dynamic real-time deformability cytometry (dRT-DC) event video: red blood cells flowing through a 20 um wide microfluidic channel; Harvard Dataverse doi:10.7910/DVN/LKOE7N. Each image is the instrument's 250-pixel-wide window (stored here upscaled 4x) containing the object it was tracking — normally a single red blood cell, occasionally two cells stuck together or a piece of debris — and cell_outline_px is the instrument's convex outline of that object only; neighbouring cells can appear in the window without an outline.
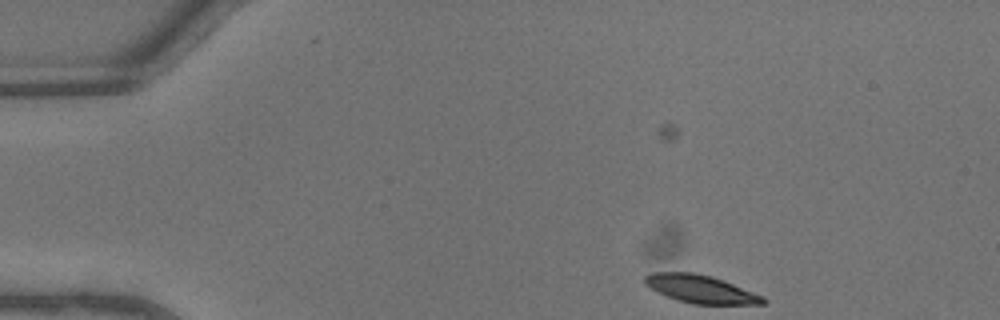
{"species": "common noctule bat (a hibernating species)", "species_latin": "Nyctalus noctula", "temperature_condition": "warm", "stored_images_in_passage": 39, "camera_frame_rate_fps": 3000, "um_per_image_px": 0.085, "animal": {"sex": "male", "body_mass_g": 13.3}, "frame": {"image": 1, "passage_image": 1, "time_ms": 0.0, "image_size_px": [1000, 320], "cell_outline_px": [[768, 300], [764, 304], [692, 304], [668, 296], [644, 284], [644, 276], [648, 272], [696, 272], [712, 276], [764, 296]], "centroid_in_image_um": [59.57, 24.55], "position_along_channel_um": 25.4, "area_um2": 19.19}}
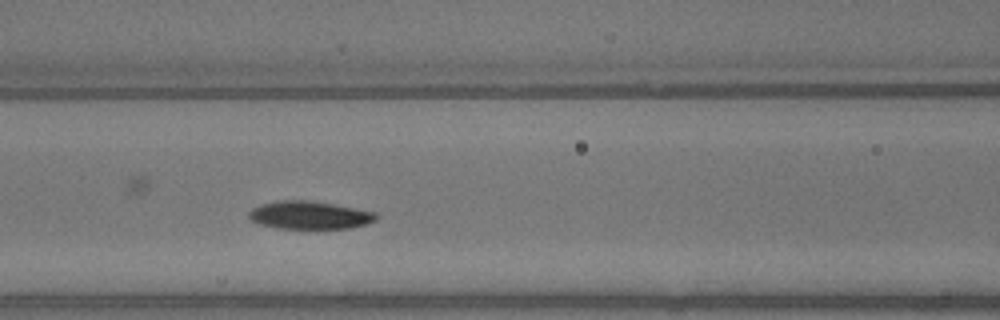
{"frame": {"image": 2, "passage_image": 14, "time_ms": 4.333, "image_size_px": [1000, 320], "cell_outline_px": [[380, 216], [376, 220], [352, 228], [276, 228], [260, 224], [248, 220], [248, 212], [252, 208], [260, 204], [276, 200], [308, 200], [356, 208], [376, 212]], "centroid_in_image_um": [26.28, 18.28], "position_along_channel_um": 140.3, "area_um2": 20.87}}
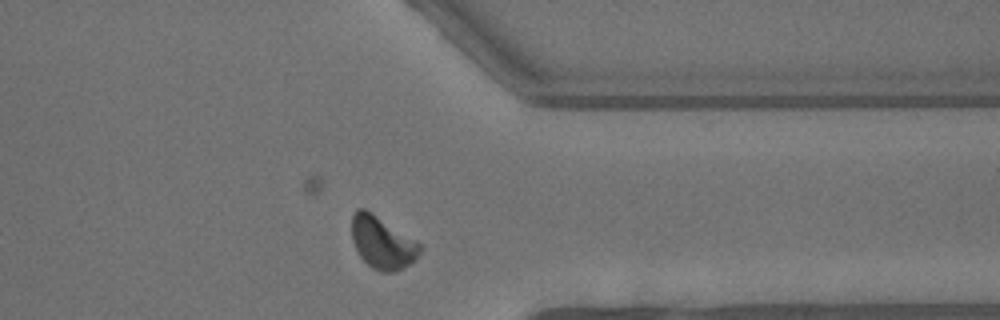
{"frame": {"image": 3, "passage_image": 30, "time_ms": 9.667, "image_size_px": [1000, 320], "cell_outline_px": [[424, 248], [408, 264], [392, 272], [380, 272], [372, 268], [360, 256], [352, 240], [352, 212], [356, 208], [364, 208], [372, 212], [420, 244]], "centroid_in_image_um": [32.45, 20.6], "position_along_channel_um": 379.0, "area_um2": 20.4}, "authors_computed_cell_mechanics": {"area_um2": 20.8658, "velocity_mm_per_s": 4.5785, "shape_relaxation_time_tau1_ms": 2.0834, "shape_relaxation_time_tau2_ms": 2.7923, "deformation_change_tau1": 0.1077, "deformation_change_tau2": 0.0792}}